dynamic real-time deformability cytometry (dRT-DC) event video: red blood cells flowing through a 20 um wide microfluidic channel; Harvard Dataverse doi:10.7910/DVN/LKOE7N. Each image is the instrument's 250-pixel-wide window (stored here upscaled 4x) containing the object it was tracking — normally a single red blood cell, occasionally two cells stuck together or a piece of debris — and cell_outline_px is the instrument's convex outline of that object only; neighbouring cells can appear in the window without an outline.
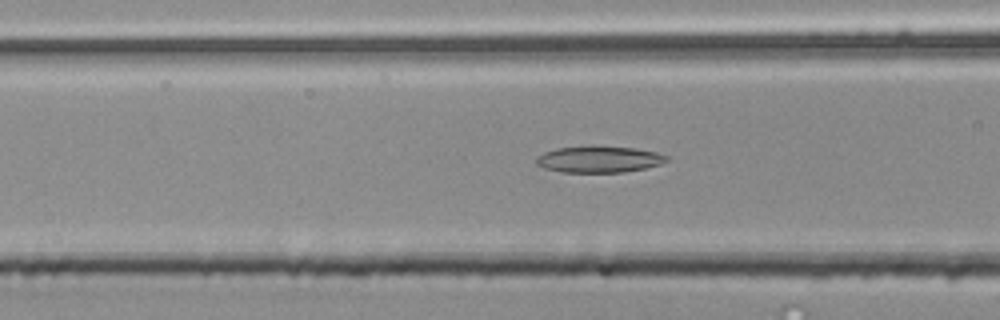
{"species": "common noctule bat (a hibernating species)", "species_latin": "Nyctalus noctula", "temperature_condition": "room temperature", "stored_images_in_passage": 25, "camera_frame_rate_fps": 3000, "um_per_image_px": 0.085, "animal": {"sex": "male", "body_mass_g": 20.4}, "frame": {"image": 1, "passage_image": 19, "time_ms": 6.0, "image_size_px": [1000, 320], "cell_outline_px": [[668, 160], [660, 164], [644, 168], [624, 172], [560, 172], [544, 168], [536, 164], [536, 156], [544, 152], [556, 148], [636, 148], [656, 152], [668, 156]], "centroid_in_image_um": [50.9, 13.57], "position_along_channel_um": 115.7, "area_um2": 19.42}}
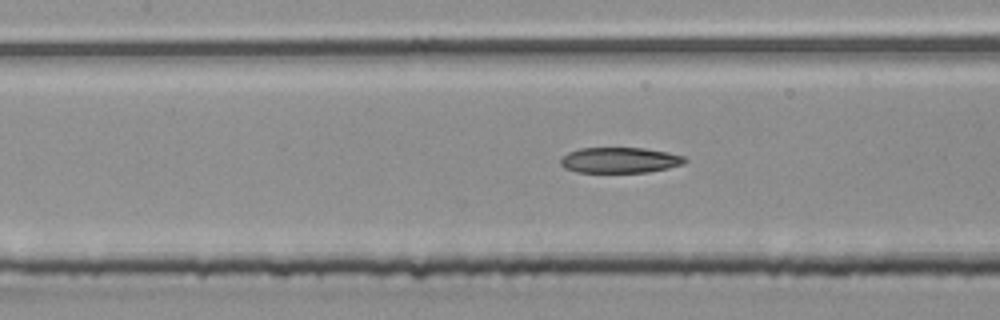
{"frame": {"image": 2, "passage_image": 22, "time_ms": 7.0, "image_size_px": [1000, 320], "cell_outline_px": [[688, 160], [684, 164], [668, 168], [648, 172], [576, 172], [564, 168], [560, 164], [560, 160], [568, 152], [580, 148], [644, 148], [668, 152], [684, 156]], "centroid_in_image_um": [52.7, 13.61], "position_along_channel_um": 154.7, "area_um2": 18.61}}